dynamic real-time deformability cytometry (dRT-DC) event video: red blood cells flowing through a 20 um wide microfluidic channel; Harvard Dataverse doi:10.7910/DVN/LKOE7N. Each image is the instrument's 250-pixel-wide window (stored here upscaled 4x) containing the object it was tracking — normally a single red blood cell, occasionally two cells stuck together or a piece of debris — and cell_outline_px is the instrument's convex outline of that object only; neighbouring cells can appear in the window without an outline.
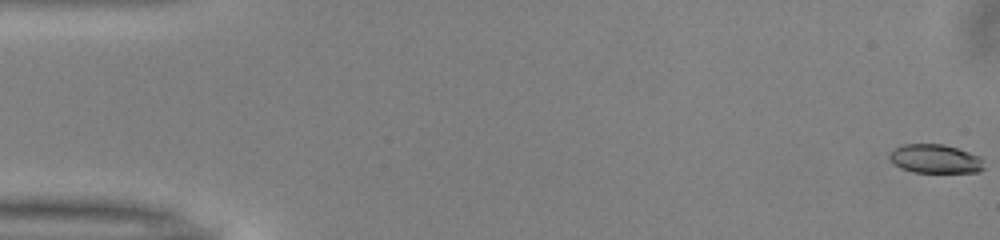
{"species": "common noctule bat (a hibernating species)", "species_latin": "Nyctalus noctula", "temperature_condition": "warm", "stored_images_in_passage": 52, "camera_frame_rate_fps": 3000, "um_per_image_px": 0.085, "animal": {"sex": "male", "body_mass_g": 13.0, "forearm_length_mm": 53.1}, "frame": {"image": 1, "passage_image": 1, "time_ms": 0.0, "image_size_px": [1000, 240], "cell_outline_px": [[984, 168], [980, 172], [912, 172], [900, 168], [888, 156], [892, 148], [904, 144], [944, 144], [980, 156], [984, 160]], "centroid_in_image_um": [79.5, 13.5], "position_along_channel_um": 5.5, "area_um2": 15.95}}
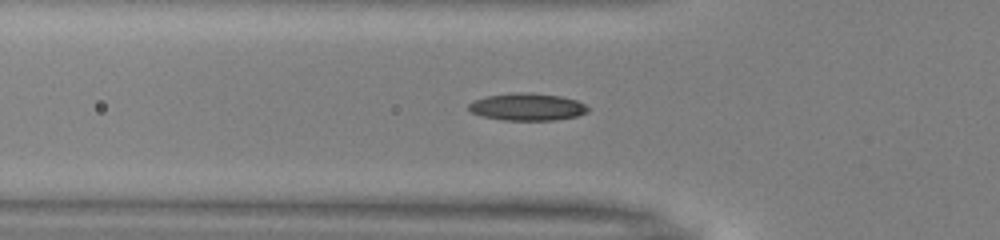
{"frame": {"image": 2, "passage_image": 18, "time_ms": 5.667, "image_size_px": [1000, 240], "cell_outline_px": [[588, 112], [576, 116], [556, 120], [504, 120], [484, 116], [472, 112], [468, 108], [468, 104], [472, 100], [488, 96], [512, 92], [528, 92], [560, 96], [576, 100], [584, 104], [588, 108]], "centroid_in_image_um": [44.81, 9.08], "position_along_channel_um": 81.0, "area_um2": 18.9}}
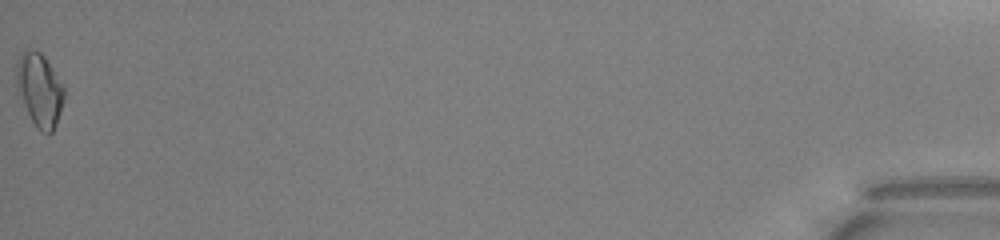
{"frame": {"image": 3, "passage_image": 52, "time_ms": 17.0, "image_size_px": [1000, 240], "cell_outline_px": [[64, 100], [56, 124], [52, 132], [48, 136], [40, 132], [32, 120], [16, 88], [16, 64], [20, 52], [24, 48], [32, 48], [40, 52], [44, 56], [64, 84]], "centroid_in_image_um": [3.36, 7.59], "position_along_channel_um": 431.8, "area_um2": 20.63}, "authors_computed_cell_mechanics": {"area_um2": 17.4267, "velocity_mm_per_s": 4.0353, "shape_relaxation_time_tau1_ms": 7.3342, "shape_relaxation_time_tau2_ms": 3.1936, "deformation_change_tau1": 0.1639, "deformation_change_tau2": 0.0959}}